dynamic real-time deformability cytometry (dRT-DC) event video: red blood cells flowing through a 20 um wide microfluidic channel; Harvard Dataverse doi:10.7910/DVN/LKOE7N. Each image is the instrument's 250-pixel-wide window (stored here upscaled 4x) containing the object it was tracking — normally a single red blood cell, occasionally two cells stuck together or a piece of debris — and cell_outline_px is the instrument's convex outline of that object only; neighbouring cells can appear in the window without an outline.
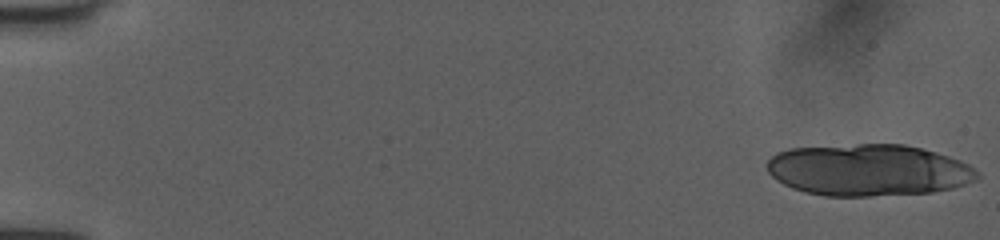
{"species": "human", "species_latin": "Homo sapiens", "temperature_condition": "room temperature", "stored_images_in_passage": 17, "camera_frame_rate_fps": 3000, "um_per_image_px": 0.085, "donor": {"sex": "female"}, "frame": {"image": 1, "passage_image": 1, "time_ms": 0.0, "image_size_px": [1000, 240], "cell_outline_px": [[980, 180], [952, 188], [932, 192], [868, 196], [824, 196], [804, 192], [792, 188], [776, 180], [768, 172], [768, 160], [776, 152], [788, 148], [856, 144], [904, 144], [936, 152], [960, 160], [968, 164], [980, 172]], "centroid_in_image_um": [73.83, 14.45], "position_along_channel_um": 11.2, "area_um2": 63.75}}